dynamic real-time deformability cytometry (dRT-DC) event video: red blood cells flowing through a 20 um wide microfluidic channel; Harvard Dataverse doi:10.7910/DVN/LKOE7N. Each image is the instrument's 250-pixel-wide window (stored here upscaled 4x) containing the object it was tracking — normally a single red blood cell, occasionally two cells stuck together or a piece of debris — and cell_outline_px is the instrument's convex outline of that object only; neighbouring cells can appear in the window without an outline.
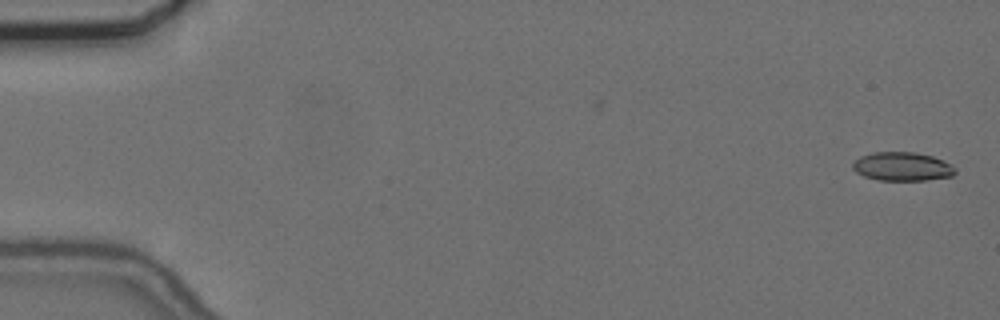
{"species": "common noctule bat (a hibernating species)", "species_latin": "Nyctalus noctula", "temperature_condition": "cold", "stored_images_in_passage": 55, "camera_frame_rate_fps": 3000, "um_per_image_px": 0.085, "animal": {"sex": "female", "body_mass_g": 24.6, "forearm_length_mm": 56.2}, "frame": {"image": 1, "passage_image": 1, "time_ms": 0.0, "image_size_px": [1000, 320], "cell_outline_px": [[956, 172], [952, 176], [928, 180], [880, 180], [864, 176], [856, 172], [852, 168], [852, 164], [860, 156], [872, 152], [916, 152], [932, 156], [944, 160], [952, 164], [956, 168]], "centroid_in_image_um": [76.72, 14.15], "position_along_channel_um": 8.3, "area_um2": 17.28}}
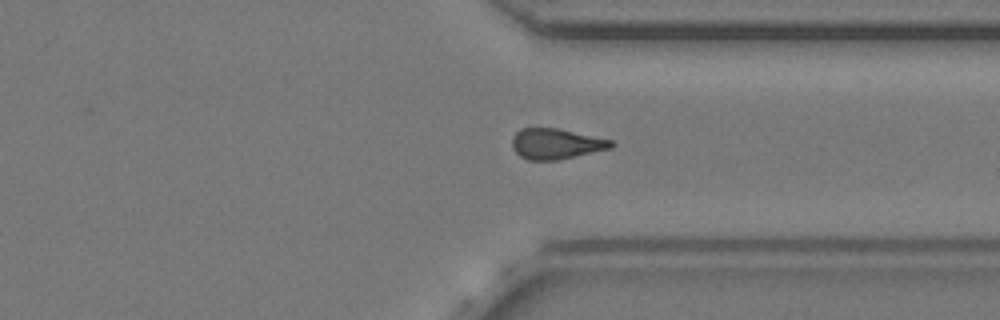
{"frame": {"image": 2, "passage_image": 42, "time_ms": 13.667, "image_size_px": [1000, 320], "cell_outline_px": [[616, 144], [612, 148], [560, 160], [528, 160], [520, 156], [512, 148], [512, 136], [520, 128], [556, 128], [612, 140]], "centroid_in_image_um": [47.26, 12.23], "position_along_channel_um": 364.1, "area_um2": 17.74}}
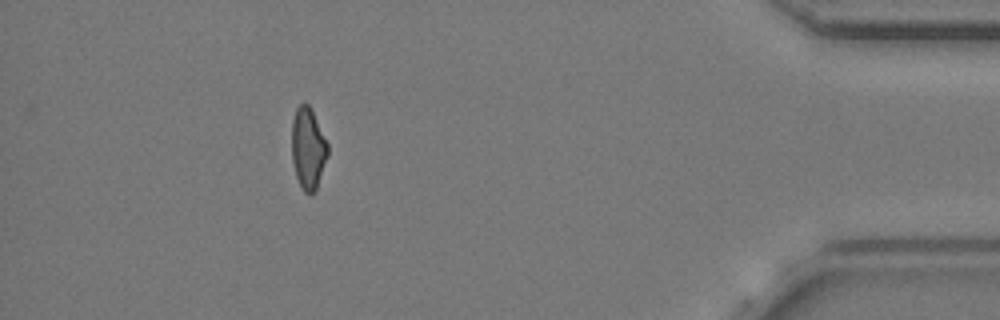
{"frame": {"image": 3, "passage_image": 50, "time_ms": 16.333, "image_size_px": [1000, 320], "cell_outline_px": [[328, 156], [316, 188], [308, 196], [304, 192], [296, 176], [292, 164], [292, 120], [296, 108], [304, 100], [312, 108], [328, 144]], "centroid_in_image_um": [26.18, 12.57], "position_along_channel_um": 409.0, "area_um2": 17.28}, "authors_computed_cell_mechanics": {"area_um2": 17.918, "velocity_mm_per_s": 3.7049, "shape_relaxation_time_tau1_ms": 5.7512, "shape_relaxation_time_tau2_ms": 4.2036, "deformation_change_tau1": 0.1566, "deformation_change_tau2": 0.1155}}